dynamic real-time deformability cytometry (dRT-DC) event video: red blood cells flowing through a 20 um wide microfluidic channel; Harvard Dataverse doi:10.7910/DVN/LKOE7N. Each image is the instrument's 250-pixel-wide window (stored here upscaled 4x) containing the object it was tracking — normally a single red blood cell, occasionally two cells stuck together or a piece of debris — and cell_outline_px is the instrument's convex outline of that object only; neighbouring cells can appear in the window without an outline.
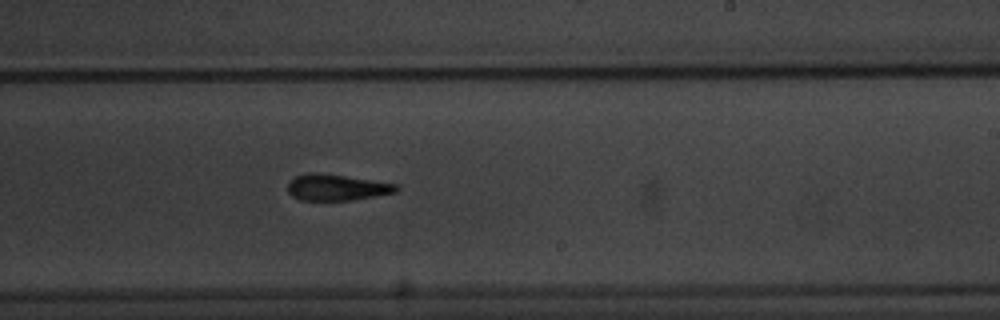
{"species": "common noctule bat (a hibernating species)", "species_latin": "Nyctalus noctula", "temperature_condition": "warm", "stored_images_in_passage": 7, "camera_frame_rate_fps": 3000, "um_per_image_px": 0.085, "animal": {"sex": "male", "body_mass_g": 20.1, "forearm_length_mm": 53.5}, "frame": {"image": 1, "passage_image": 7, "time_ms": 6.667, "image_size_px": [1000, 320], "cell_outline_px": [[400, 188], [396, 192], [352, 200], [300, 200], [292, 196], [288, 192], [288, 180], [296, 176], [308, 172], [312, 172], [344, 176], [372, 180], [396, 184]], "centroid_in_image_um": [28.58, 15.93], "position_along_channel_um": 260.4, "area_um2": 16.47}}